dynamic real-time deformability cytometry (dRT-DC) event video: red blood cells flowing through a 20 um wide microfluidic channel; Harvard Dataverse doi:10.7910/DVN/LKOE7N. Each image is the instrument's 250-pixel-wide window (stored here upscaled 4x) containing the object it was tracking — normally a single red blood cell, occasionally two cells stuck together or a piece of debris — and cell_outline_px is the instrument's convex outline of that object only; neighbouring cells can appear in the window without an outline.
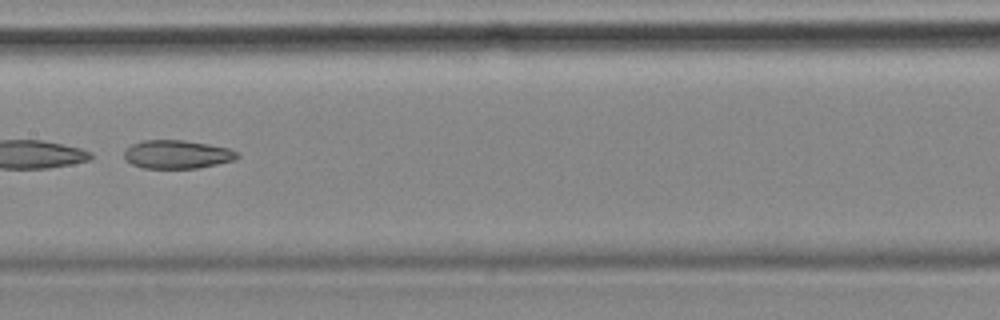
{"species": "common noctule bat (a hibernating species)", "species_latin": "Nyctalus noctula", "temperature_condition": "cold", "stored_images_in_passage": 38, "camera_frame_rate_fps": 3000, "um_per_image_px": 0.085, "animal": {"sex": "female", "body_mass_g": 18.4}, "frame": {"image": 1, "passage_image": 27, "time_ms": 8.667, "image_size_px": [1000, 320], "cell_outline_px": [[240, 156], [236, 160], [196, 168], [144, 168], [132, 164], [124, 160], [124, 148], [132, 144], [144, 140], [184, 140], [208, 144], [228, 148], [240, 152]], "centroid_in_image_um": [15.05, 13.12], "position_along_channel_um": 192.3, "area_um2": 18.9}}